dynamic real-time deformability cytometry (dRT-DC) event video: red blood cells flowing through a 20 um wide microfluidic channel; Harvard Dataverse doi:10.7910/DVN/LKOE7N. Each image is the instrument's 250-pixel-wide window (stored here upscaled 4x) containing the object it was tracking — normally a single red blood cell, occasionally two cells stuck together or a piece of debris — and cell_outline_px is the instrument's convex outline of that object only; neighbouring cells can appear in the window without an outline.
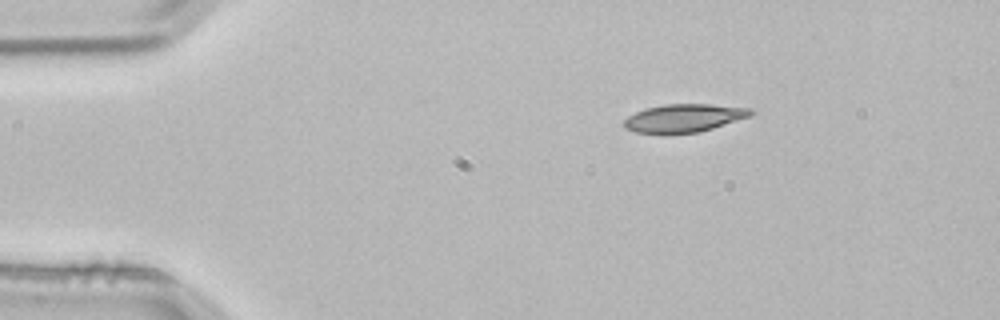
{"species": "common noctule bat (a hibernating species)", "species_latin": "Nyctalus noctula", "temperature_condition": "room temperature", "stored_images_in_passage": 2, "camera_frame_rate_fps": 3000, "um_per_image_px": 0.085, "animal": {"sex": "male", "body_mass_g": 21.5, "forearm_length_mm": 52.0}, "frame": {"image": 1, "passage_image": 1, "time_ms": 0.0, "image_size_px": [1000, 320], "cell_outline_px": [[752, 112], [748, 116], [712, 128], [696, 132], [636, 132], [624, 128], [624, 120], [628, 116], [636, 112], [648, 108], [664, 104], [708, 104], [752, 108]], "centroid_in_image_um": [58.11, 10.01], "position_along_channel_um": 26.9, "area_um2": 20.0}}